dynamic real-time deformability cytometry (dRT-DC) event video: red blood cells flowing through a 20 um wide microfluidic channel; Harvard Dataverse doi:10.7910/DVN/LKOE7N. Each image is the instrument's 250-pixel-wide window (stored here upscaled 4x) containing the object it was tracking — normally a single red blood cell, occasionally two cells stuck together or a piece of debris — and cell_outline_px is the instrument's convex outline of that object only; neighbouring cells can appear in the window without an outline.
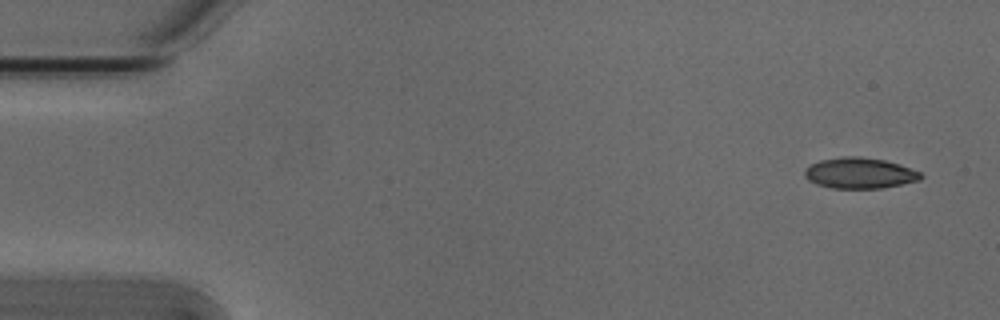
{"species": "Egyptian fruit bat (a non-hibernating species)", "species_latin": "Rousettus aegyptiacus", "temperature_condition": "cold", "stored_images_in_passage": 5, "camera_frame_rate_fps": 3000, "um_per_image_px": 0.085, "animal": {"sex": "male"}, "frame": {"image": 1, "passage_image": 1, "time_ms": 0.0, "image_size_px": [1000, 320], "cell_outline_px": [[924, 176], [920, 180], [884, 188], [832, 188], [816, 184], [808, 180], [804, 176], [804, 168], [820, 160], [840, 156], [860, 156], [884, 160], [900, 164], [920, 172]], "centroid_in_image_um": [73.06, 14.71], "position_along_channel_um": 11.9, "area_um2": 21.04}}